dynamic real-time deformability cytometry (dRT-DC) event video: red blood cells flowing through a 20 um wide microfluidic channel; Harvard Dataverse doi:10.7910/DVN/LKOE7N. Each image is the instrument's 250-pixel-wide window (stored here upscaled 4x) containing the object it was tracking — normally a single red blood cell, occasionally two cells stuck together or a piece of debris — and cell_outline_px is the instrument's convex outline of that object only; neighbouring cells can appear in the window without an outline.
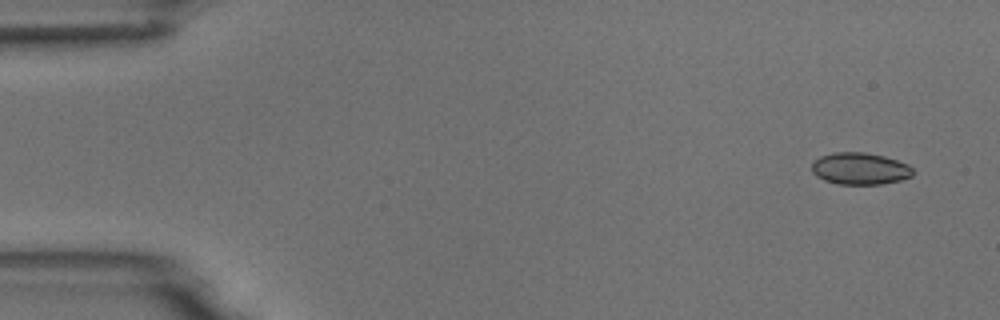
{"species": "common noctule bat (a hibernating species)", "species_latin": "Nyctalus noctula", "temperature_condition": "room temperature", "stored_images_in_passage": 5, "segment_of_instrument_passage": [1, 2], "camera_frame_rate_fps": 3000, "um_per_image_px": 0.085, "animal": {"sex": "male", "body_mass_g": 18.8}, "frame": {"image": 1, "passage_image": 1, "time_ms": 0.0, "image_size_px": [1000, 320], "cell_outline_px": [[912, 176], [900, 180], [880, 184], [836, 184], [824, 180], [816, 176], [812, 172], [812, 160], [820, 156], [832, 152], [864, 152], [884, 156], [908, 164], [912, 168]], "centroid_in_image_um": [73.05, 14.32], "position_along_channel_um": 11.9, "area_um2": 18.9}}
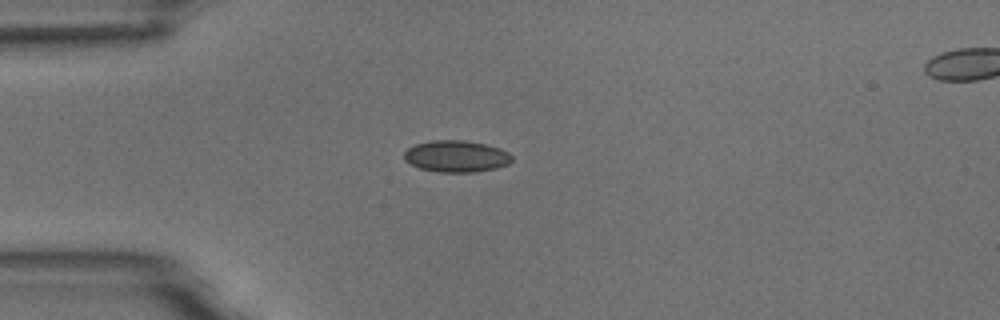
{"frame": {"image": 2, "passage_image": 4, "time_ms": 3.667, "image_size_px": [1000, 320], "cell_outline_px": [[512, 160], [508, 164], [496, 168], [476, 172], [436, 172], [420, 168], [404, 160], [404, 152], [408, 148], [416, 144], [432, 140], [464, 140], [484, 144], [500, 148], [508, 152], [512, 156]], "centroid_in_image_um": [38.78, 13.29], "position_along_channel_um": 46.2, "area_um2": 19.88}}